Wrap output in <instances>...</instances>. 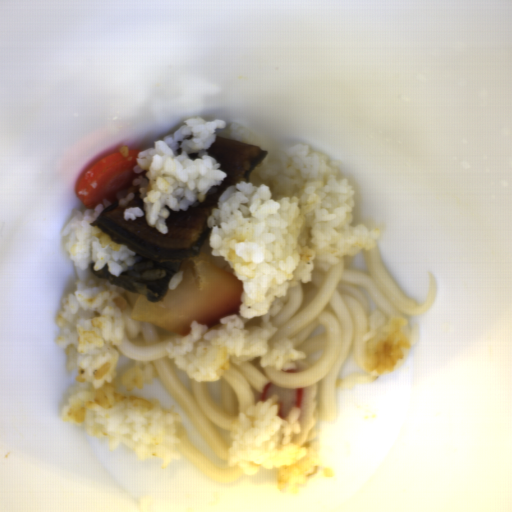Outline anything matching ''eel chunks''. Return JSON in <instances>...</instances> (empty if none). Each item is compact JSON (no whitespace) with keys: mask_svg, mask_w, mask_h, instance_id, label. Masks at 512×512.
<instances>
[{"mask_svg":"<svg viewBox=\"0 0 512 512\" xmlns=\"http://www.w3.org/2000/svg\"><path fill=\"white\" fill-rule=\"evenodd\" d=\"M206 152L219 163L226 176L219 186H213L205 194L203 200L197 199L187 210L175 211L165 205L169 211L165 219L168 227L166 234L149 226L144 216L125 220V209L143 206L140 190L135 191L127 204L113 202L89 223L102 230L113 243L125 245L140 257L135 265L122 271L119 276L109 272L108 264L95 270L96 264L93 262L90 268L94 276L143 296L152 303L165 298L168 285L182 262L200 255L210 234L207 219L212 209L217 208L222 193L229 186L250 182L251 172L268 151L218 135Z\"/></svg>","mask_w":512,"mask_h":512,"instance_id":"obj_1","label":"eel chunks"}]
</instances>
